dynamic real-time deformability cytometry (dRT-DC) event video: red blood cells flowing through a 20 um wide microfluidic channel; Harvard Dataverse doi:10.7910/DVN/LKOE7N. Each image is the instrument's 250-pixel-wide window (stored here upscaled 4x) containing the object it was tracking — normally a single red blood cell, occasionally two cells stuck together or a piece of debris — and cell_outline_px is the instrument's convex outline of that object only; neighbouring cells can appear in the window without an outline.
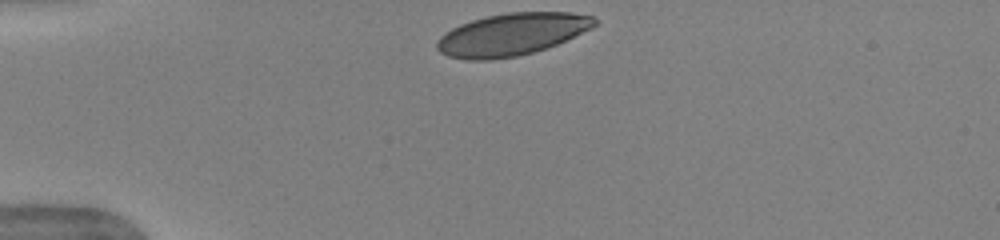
{"species": "human", "species_latin": "Homo sapiens", "temperature_condition": "warm", "stored_images_in_passage": 33, "camera_frame_rate_fps": 3000, "um_per_image_px": 0.085, "donor": {"sex": "female"}, "frame": {"image": 1, "passage_image": 1, "time_ms": 0.0, "image_size_px": [1000, 240], "cell_outline_px": [[596, 24], [592, 28], [556, 44], [532, 52], [516, 56], [492, 60], [468, 60], [448, 56], [440, 52], [436, 48], [436, 44], [440, 36], [452, 28], [460, 24], [472, 20], [488, 16], [508, 12], [568, 12], [592, 16], [596, 20]], "centroid_in_image_um": [43.47, 2.92], "position_along_channel_um": 41.5, "area_um2": 38.49}}
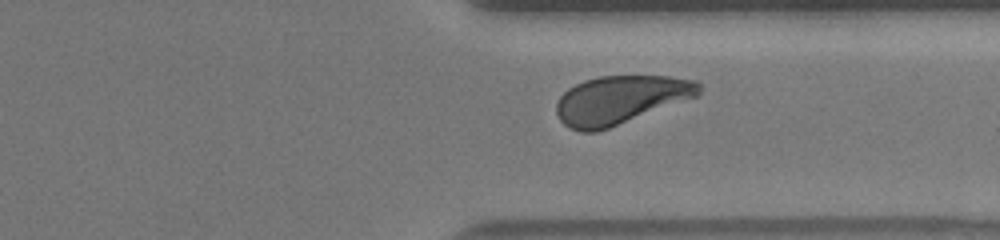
{"frame": {"image": 2, "passage_image": 28, "time_ms": 9.0, "image_size_px": [1000, 240], "cell_outline_px": [[700, 92], [696, 96], [608, 128], [596, 132], [580, 132], [564, 124], [560, 120], [556, 112], [556, 104], [560, 96], [568, 88], [584, 80], [600, 76], [668, 76], [696, 80], [700, 84]], "centroid_in_image_um": [52.7, 8.47], "position_along_channel_um": 358.7, "area_um2": 39.71}}
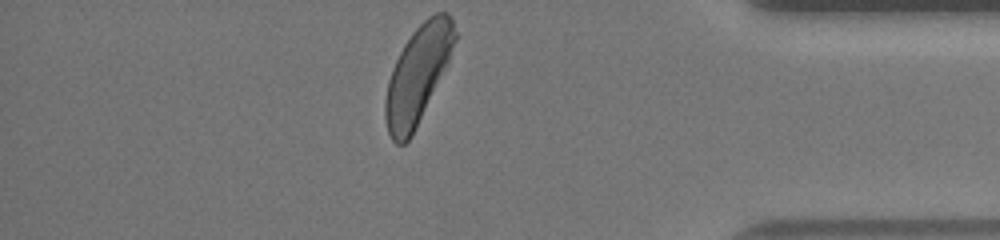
{"frame": {"image": 3, "passage_image": 33, "time_ms": 10.667, "image_size_px": [1000, 240], "cell_outline_px": [[456, 40], [448, 60], [412, 136], [404, 144], [396, 144], [392, 140], [388, 132], [384, 116], [384, 100], [388, 80], [392, 68], [404, 44], [412, 32], [428, 16], [436, 12], [448, 12], [452, 20], [456, 32]], "centroid_in_image_um": [35.47, 6.34], "position_along_channel_um": 399.7, "area_um2": 38.78}, "authors_computed_cell_mechanics": {"area_um2": 40.6912, "velocity_mm_per_s": 3.9446, "shape_relaxation_time_tau1_ms": 2.6959, "shape_relaxation_time_tau2_ms": null, "deformation_change_tau1": 0.1424, "deformation_change_tau2": null}}